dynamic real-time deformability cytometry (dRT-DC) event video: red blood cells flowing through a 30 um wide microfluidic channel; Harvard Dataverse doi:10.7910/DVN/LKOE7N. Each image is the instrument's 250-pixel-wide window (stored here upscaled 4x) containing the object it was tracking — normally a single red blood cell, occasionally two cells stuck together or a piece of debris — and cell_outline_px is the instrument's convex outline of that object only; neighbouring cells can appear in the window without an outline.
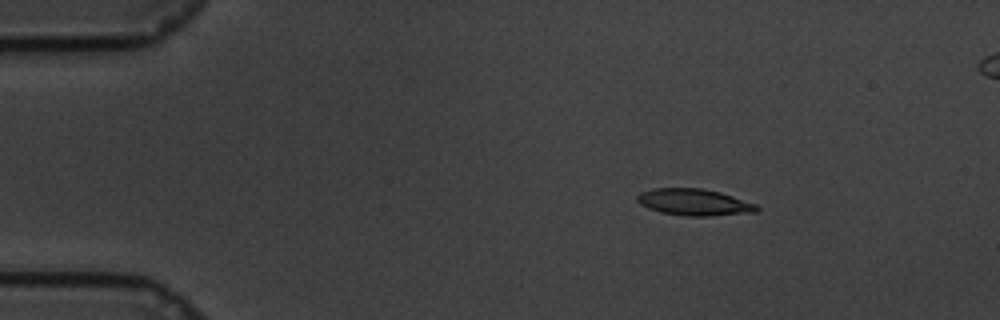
{"species": "common noctule bat (a hibernating species)", "species_latin": "Nyctalus noctula", "temperature_condition": "cold", "stored_images_in_passage": 34, "camera_frame_rate_fps": 3000, "um_per_image_px": 0.085, "animal": {"sex": "male", "body_mass_g": 19.5, "forearm_length_mm": 54.6}, "frame": {"image": 1, "passage_image": 1, "time_ms": 0.0, "image_size_px": [1000, 320], "cell_outline_px": [[760, 208], [756, 212], [708, 216], [688, 216], [660, 212], [648, 208], [640, 204], [636, 200], [636, 196], [640, 192], [652, 188], [700, 188], [720, 192], [756, 204]], "centroid_in_image_um": [58.97, 17.18], "position_along_channel_um": 26.0, "area_um2": 18.55}}
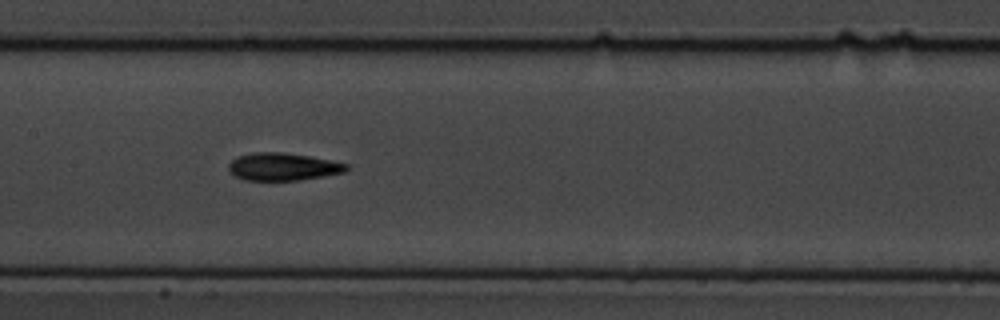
{"frame": {"image": 2, "passage_image": 21, "time_ms": 6.667, "image_size_px": [1000, 320], "cell_outline_px": [[348, 168], [344, 172], [324, 176], [300, 180], [244, 180], [236, 176], [228, 168], [228, 164], [236, 156], [252, 152], [280, 152], [308, 156], [348, 164]], "centroid_in_image_um": [24.01, 14.17], "position_along_channel_um": 183.4, "area_um2": 18.79}}
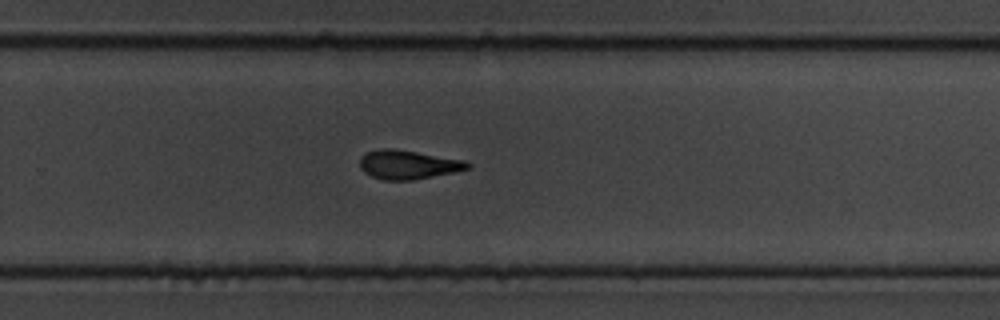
{"frame": {"image": 3, "passage_image": 31, "time_ms": 10.0, "image_size_px": [1000, 320], "cell_outline_px": [[472, 164], [468, 168], [456, 172], [412, 180], [384, 180], [372, 176], [364, 172], [360, 168], [360, 156], [368, 152], [380, 148], [392, 148], [464, 160]], "centroid_in_image_um": [34.67, 13.99], "position_along_channel_um": 295.1, "area_um2": 18.09}}